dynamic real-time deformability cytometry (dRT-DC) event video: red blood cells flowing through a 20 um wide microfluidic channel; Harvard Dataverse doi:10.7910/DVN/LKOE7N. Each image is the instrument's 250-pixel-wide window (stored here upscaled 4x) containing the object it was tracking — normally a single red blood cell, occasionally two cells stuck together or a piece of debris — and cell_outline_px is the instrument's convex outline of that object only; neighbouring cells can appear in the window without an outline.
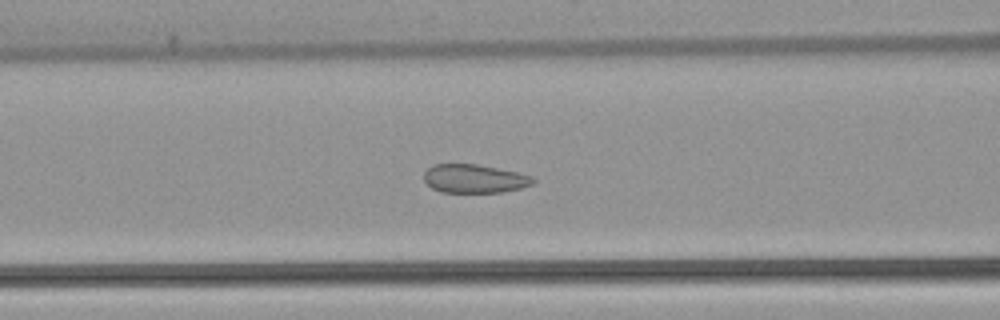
{"species": "common noctule bat (a hibernating species)", "species_latin": "Nyctalus noctula", "temperature_condition": "warm", "stored_images_in_passage": 53, "camera_frame_rate_fps": 3000, "um_per_image_px": 0.085, "animal": {"sex": "female", "body_mass_g": 22.7, "forearm_length_mm": 54.2}, "frame": {"image": 1, "passage_image": 22, "time_ms": 7.0, "image_size_px": [1000, 320], "cell_outline_px": [[536, 180], [532, 184], [520, 188], [500, 192], [440, 192], [432, 188], [424, 180], [424, 172], [432, 164], [476, 164], [520, 172], [532, 176]], "centroid_in_image_um": [40.32, 15.18], "position_along_channel_um": 126.3, "area_um2": 18.21}}
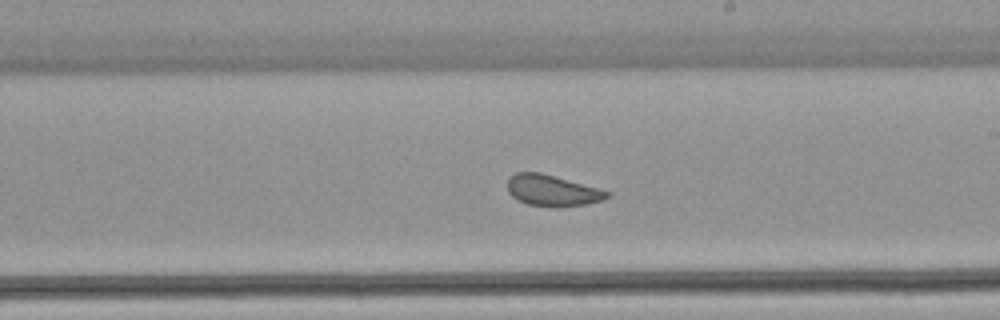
{"frame": {"image": 2, "passage_image": 31, "time_ms": 10.0, "image_size_px": [1000, 320], "cell_outline_px": [[612, 192], [608, 196], [600, 200], [588, 204], [528, 204], [512, 196], [508, 192], [508, 176], [516, 172], [540, 172], [600, 188]], "centroid_in_image_um": [46.92, 16.13], "position_along_channel_um": 242.1, "area_um2": 17.34}}
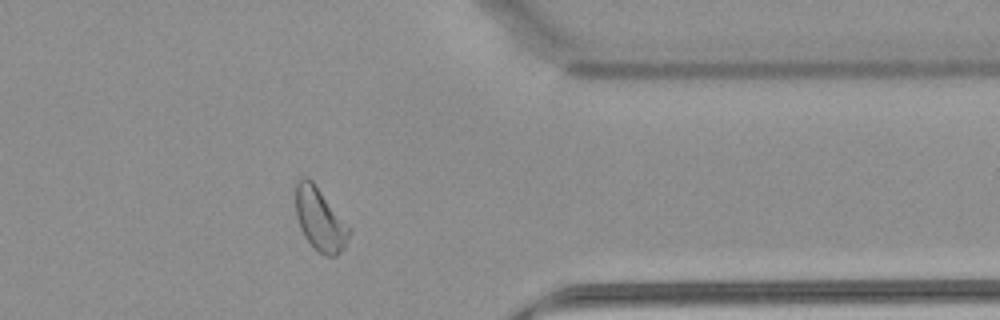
{"frame": {"image": 3, "passage_image": 43, "time_ms": 14.0, "image_size_px": [1000, 320], "cell_outline_px": [[352, 228], [344, 248], [336, 256], [324, 256], [304, 236], [300, 228], [296, 216], [296, 180], [300, 176], [308, 176], [312, 180]], "centroid_in_image_um": [27.2, 18.61], "position_along_channel_um": 384.2, "area_um2": 19.77}, "authors_computed_cell_mechanics": {"area_um2": 20.4612, "velocity_mm_per_s": 3.8721, "shape_relaxation_time_tau1_ms": null, "shape_relaxation_time_tau2_ms": 0.8489, "deformation_change_tau1": null, "deformation_change_tau2": 0.0718}}